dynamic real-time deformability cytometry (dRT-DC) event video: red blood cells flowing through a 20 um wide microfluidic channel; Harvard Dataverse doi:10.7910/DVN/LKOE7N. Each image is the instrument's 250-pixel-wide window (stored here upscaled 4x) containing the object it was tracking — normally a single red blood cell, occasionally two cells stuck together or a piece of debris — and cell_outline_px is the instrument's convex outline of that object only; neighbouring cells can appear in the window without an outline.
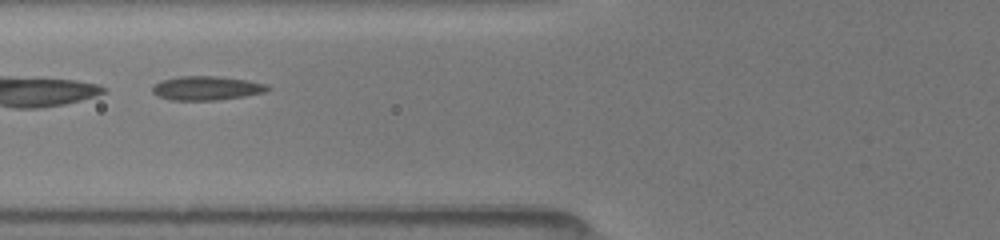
{"species": "common noctule bat (a hibernating species)", "species_latin": "Nyctalus noctula", "temperature_condition": "room temperature", "stored_images_in_passage": 48, "camera_frame_rate_fps": 3000, "um_per_image_px": 0.085, "animal": {"sex": "female", "body_mass_g": 19.5, "forearm_length_mm": 54.1}, "frame": {"image": 1, "passage_image": 19, "time_ms": 3.667, "image_size_px": [1000, 240], "cell_outline_px": [[272, 88], [264, 92], [244, 96], [216, 100], [172, 100], [160, 96], [152, 92], [152, 88], [160, 80], [180, 76], [220, 76], [248, 80], [268, 84]], "centroid_in_image_um": [17.6, 7.48], "position_along_channel_um": 108.2, "area_um2": 16.13}}
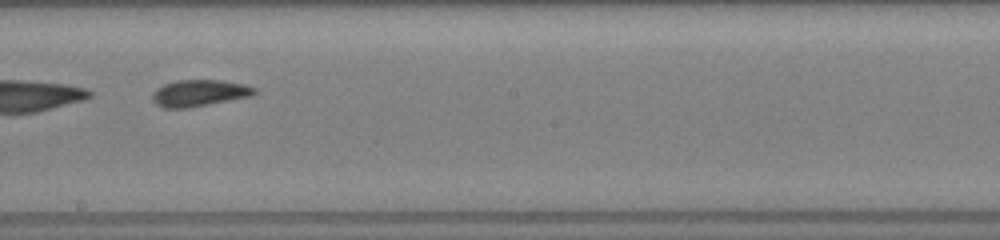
{"frame": {"image": 2, "passage_image": 32, "time_ms": 6.667, "image_size_px": [1000, 240], "cell_outline_px": [[256, 92], [252, 96], [188, 108], [164, 108], [156, 104], [152, 100], [152, 92], [156, 88], [164, 84], [176, 80], [220, 80], [244, 84], [256, 88]], "centroid_in_image_um": [16.91, 7.91], "position_along_channel_um": 231.3, "area_um2": 15.9}}
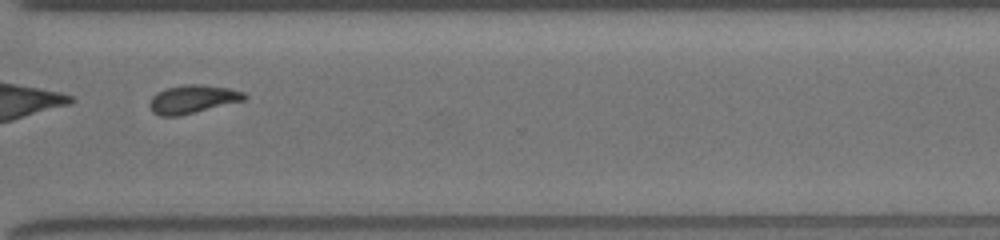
{"frame": {"image": 3, "passage_image": 47, "time_ms": 9.667, "image_size_px": [1000, 240], "cell_outline_px": [[248, 96], [244, 100], [180, 116], [160, 116], [152, 112], [148, 104], [152, 96], [156, 92], [164, 88], [184, 84], [204, 84], [228, 88], [244, 92]], "centroid_in_image_um": [16.33, 8.42], "position_along_channel_um": 354.3, "area_um2": 15.84}}